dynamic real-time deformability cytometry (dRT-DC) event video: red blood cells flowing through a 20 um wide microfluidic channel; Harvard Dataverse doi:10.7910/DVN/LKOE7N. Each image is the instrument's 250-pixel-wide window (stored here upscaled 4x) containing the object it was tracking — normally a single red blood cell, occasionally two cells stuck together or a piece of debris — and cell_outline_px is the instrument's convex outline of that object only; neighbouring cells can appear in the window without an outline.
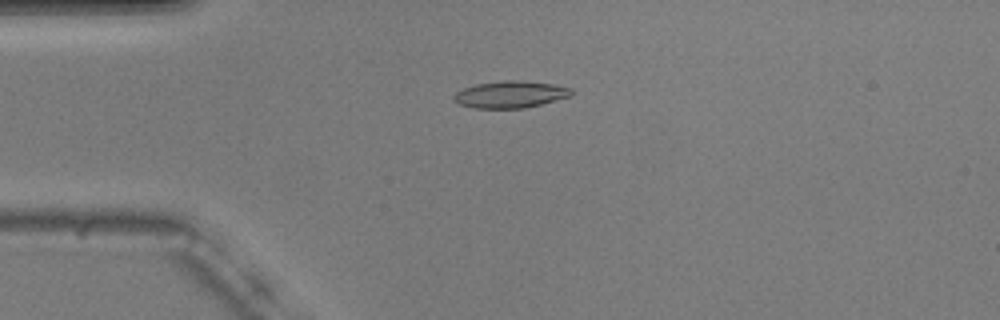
{"species": "common noctule bat (a hibernating species)", "species_latin": "Nyctalus noctula", "temperature_condition": "warm", "stored_images_in_passage": 54, "camera_frame_rate_fps": 3000, "um_per_image_px": 0.085, "animal": {"sex": "male", "body_mass_g": 20.5, "forearm_length_mm": 52.5}, "frame": {"image": 1, "passage_image": 13, "time_ms": 4.0, "image_size_px": [1000, 320], "cell_outline_px": [[572, 96], [524, 108], [472, 108], [460, 104], [452, 100], [452, 96], [456, 92], [464, 88], [476, 84], [504, 80], [520, 80], [552, 84], [572, 88]], "centroid_in_image_um": [43.36, 8.02], "position_along_channel_um": 41.6, "area_um2": 18.44}}
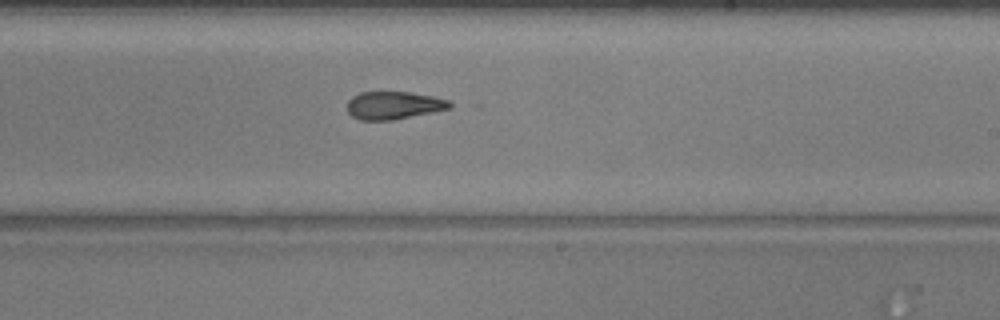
{"frame": {"image": 2, "passage_image": 32, "time_ms": 10.333, "image_size_px": [1000, 320], "cell_outline_px": [[452, 108], [392, 120], [360, 120], [352, 116], [348, 112], [348, 100], [352, 96], [360, 92], [408, 92], [432, 96], [448, 100], [452, 104]], "centroid_in_image_um": [33.45, 8.95], "position_along_channel_um": 255.5, "area_um2": 16.53}}
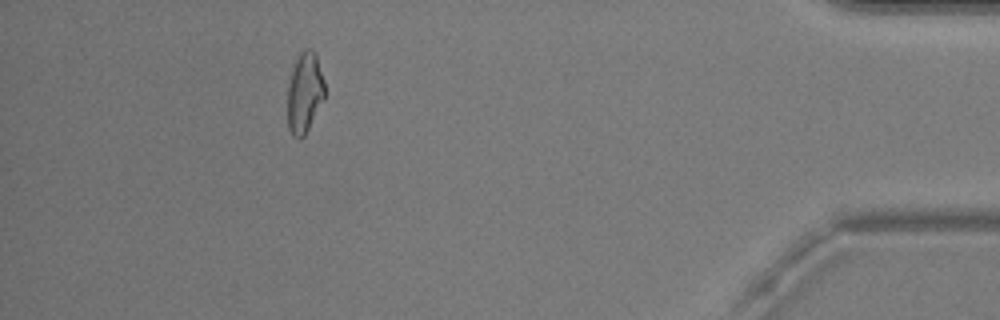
{"frame": {"image": 3, "passage_image": 49, "time_ms": 16.0, "image_size_px": [1000, 320], "cell_outline_px": [[324, 100], [304, 136], [300, 140], [292, 136], [288, 128], [288, 84], [292, 68], [300, 52], [304, 48], [312, 48], [316, 56], [324, 80]], "centroid_in_image_um": [25.88, 7.89], "position_along_channel_um": 409.3, "area_um2": 17.51}, "authors_computed_cell_mechanics": {"area_um2": 17.918, "velocity_mm_per_s": 3.7099, "shape_relaxation_time_tau1_ms": 6.998, "shape_relaxation_time_tau2_ms": 2.1556, "deformation_change_tau1": 0.192, "deformation_change_tau2": 0.0954}}